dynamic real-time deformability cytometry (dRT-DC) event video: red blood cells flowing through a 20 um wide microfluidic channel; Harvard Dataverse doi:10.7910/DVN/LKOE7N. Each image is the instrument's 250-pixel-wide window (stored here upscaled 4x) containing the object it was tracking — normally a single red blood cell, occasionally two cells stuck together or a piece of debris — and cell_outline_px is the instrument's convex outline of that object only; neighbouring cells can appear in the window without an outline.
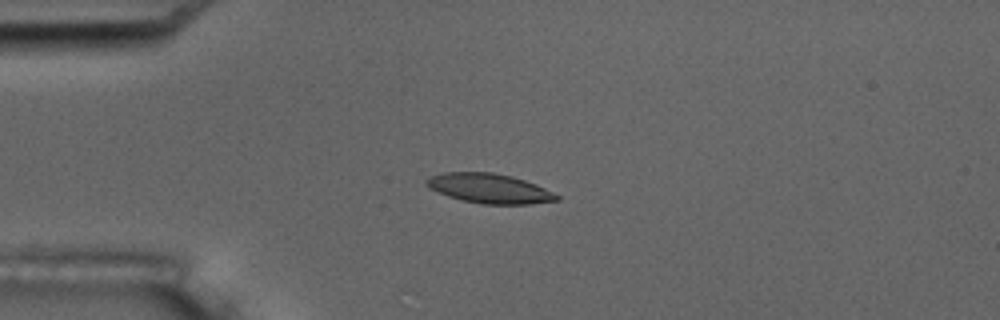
{"species": "common noctule bat (a hibernating species)", "species_latin": "Nyctalus noctula", "temperature_condition": "room temperature", "stored_images_in_passage": 6, "camera_frame_rate_fps": 3000, "um_per_image_px": 0.085, "animal": {"sex": "male", "body_mass_g": 17.5, "forearm_length_mm": 52.3}, "frame": {"image": 1, "passage_image": 5, "time_ms": 4.667, "image_size_px": [1000, 320], "cell_outline_px": [[560, 200], [528, 204], [484, 204], [464, 200], [448, 196], [428, 188], [424, 184], [424, 180], [428, 176], [444, 172], [492, 172], [512, 176], [536, 184], [560, 196]], "centroid_in_image_um": [41.56, 16.0], "position_along_channel_um": 43.4, "area_um2": 22.54}}